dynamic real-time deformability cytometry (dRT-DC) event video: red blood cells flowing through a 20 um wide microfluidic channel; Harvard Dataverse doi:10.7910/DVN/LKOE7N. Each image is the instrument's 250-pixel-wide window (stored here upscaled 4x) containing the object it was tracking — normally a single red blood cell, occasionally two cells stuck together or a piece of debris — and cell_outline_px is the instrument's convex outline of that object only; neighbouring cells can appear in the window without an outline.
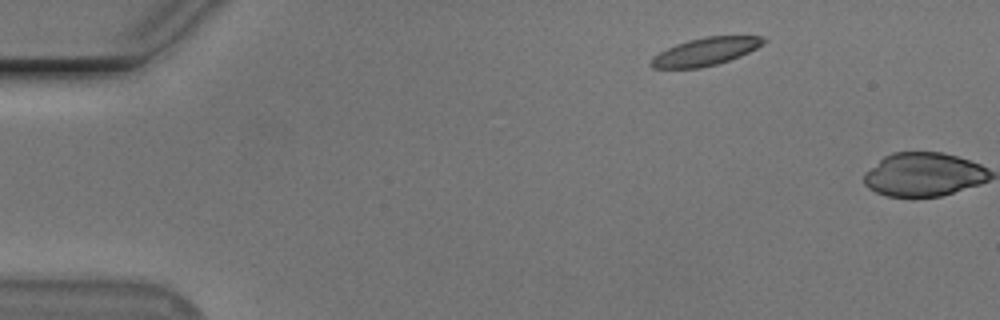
{"species": "Egyptian fruit bat (a non-hibernating species)", "species_latin": "Rousettus aegyptiacus", "temperature_condition": "cold", "stored_images_in_passage": 2, "camera_frame_rate_fps": 3000, "um_per_image_px": 0.085, "animal": {"sex": "male"}, "frame": {"image": 1, "passage_image": 1, "time_ms": 0.0, "image_size_px": [1000, 320], "cell_outline_px": [[768, 40], [764, 44], [740, 56], [716, 64], [700, 68], [652, 68], [648, 64], [652, 56], [676, 44], [688, 40], [704, 36], [764, 36]], "centroid_in_image_um": [59.96, 4.38], "position_along_channel_um": 25.0, "area_um2": 18.26}}